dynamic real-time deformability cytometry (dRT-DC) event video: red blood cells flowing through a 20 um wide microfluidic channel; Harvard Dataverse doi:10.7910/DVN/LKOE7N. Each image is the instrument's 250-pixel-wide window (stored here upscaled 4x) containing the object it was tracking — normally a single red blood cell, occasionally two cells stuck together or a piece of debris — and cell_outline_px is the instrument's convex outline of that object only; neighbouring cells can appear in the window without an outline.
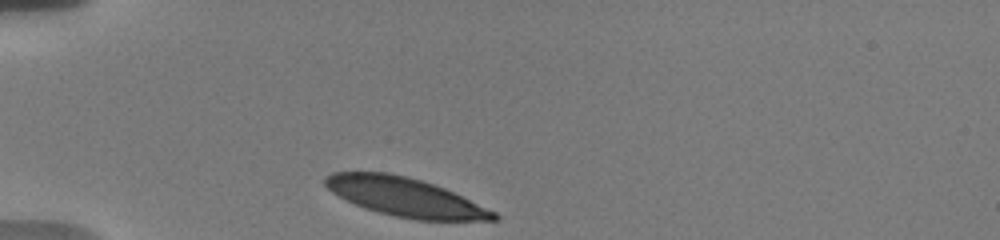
{"species": "human", "species_latin": "Homo sapiens", "temperature_condition": "warm", "stored_images_in_passage": 34, "camera_frame_rate_fps": 3000, "um_per_image_px": 0.085, "donor": {"sex": "male"}, "frame": {"image": 1, "passage_image": 1, "time_ms": 0.0, "image_size_px": [1000, 240], "cell_outline_px": [[500, 220], [416, 220], [396, 216], [364, 208], [332, 192], [324, 184], [324, 176], [332, 172], [388, 172], [408, 176], [444, 188], [496, 212], [500, 216]], "centroid_in_image_um": [34.44, 16.74], "position_along_channel_um": 50.6, "area_um2": 37.69}}
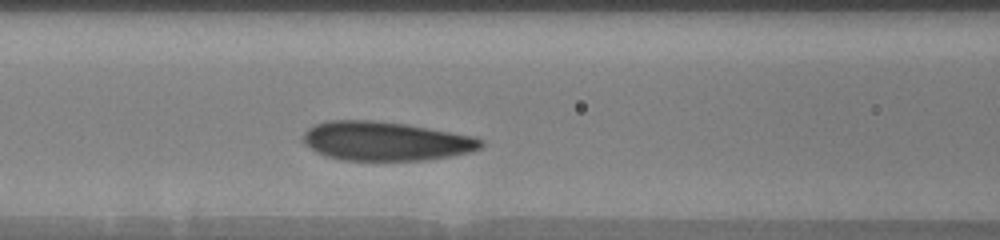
{"frame": {"image": 2, "passage_image": 10, "time_ms": 3.0, "image_size_px": [1000, 240], "cell_outline_px": [[484, 144], [480, 148], [468, 152], [448, 156], [424, 160], [344, 160], [324, 156], [316, 152], [304, 144], [300, 140], [304, 132], [308, 128], [316, 124], [328, 120], [372, 120], [408, 124], [476, 136], [484, 140]], "centroid_in_image_um": [32.75, 11.98], "position_along_channel_um": 133.8, "area_um2": 40.75}}
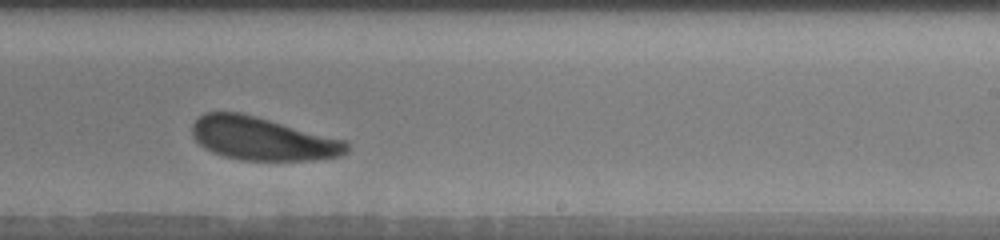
{"frame": {"image": 3, "passage_image": 21, "time_ms": 6.667, "image_size_px": [1000, 240], "cell_outline_px": [[348, 152], [340, 156], [312, 160], [240, 160], [224, 156], [212, 152], [204, 148], [192, 136], [192, 124], [204, 112], [240, 112], [256, 116], [348, 140]], "centroid_in_image_um": [22.33, 11.79], "position_along_channel_um": 266.7, "area_um2": 39.07}, "authors_computed_cell_mechanics": {"area_um2": 39.9398, "velocity_mm_per_s": 3.63, "shape_relaxation_time_tau1_ms": 2.65, "shape_relaxation_time_tau2_ms": null, "deformation_change_tau1": 0.1181, "deformation_change_tau2": null}}